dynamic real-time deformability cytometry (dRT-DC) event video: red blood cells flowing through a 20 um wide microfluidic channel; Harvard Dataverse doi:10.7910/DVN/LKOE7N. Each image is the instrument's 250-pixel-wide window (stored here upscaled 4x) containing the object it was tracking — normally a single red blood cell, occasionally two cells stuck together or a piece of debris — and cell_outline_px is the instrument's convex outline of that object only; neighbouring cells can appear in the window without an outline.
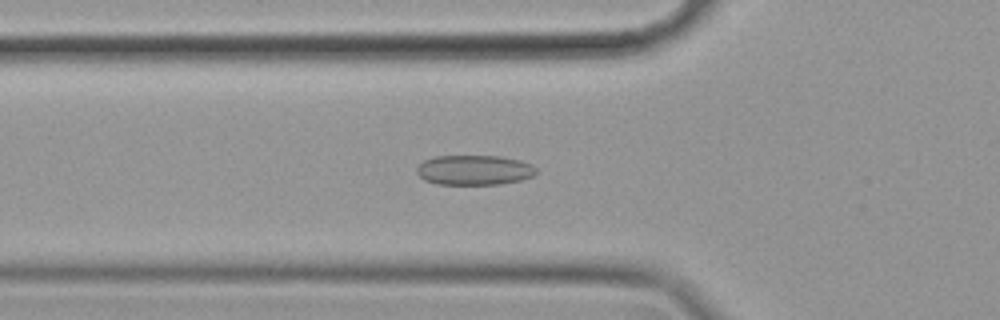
{"species": "common noctule bat (a hibernating species)", "species_latin": "Nyctalus noctula", "temperature_condition": "cold", "stored_images_in_passage": 56, "camera_frame_rate_fps": 3000, "um_per_image_px": 0.085, "animal": {"sex": "female", "body_mass_g": 19.9}, "frame": {"image": 1, "passage_image": 19, "time_ms": 6.0, "image_size_px": [1000, 320], "cell_outline_px": [[536, 172], [532, 176], [520, 180], [500, 184], [436, 184], [424, 180], [416, 172], [416, 168], [424, 160], [436, 156], [500, 156], [520, 160], [532, 164], [536, 168]], "centroid_in_image_um": [40.3, 14.45], "position_along_channel_um": 85.5, "area_um2": 20.81}}
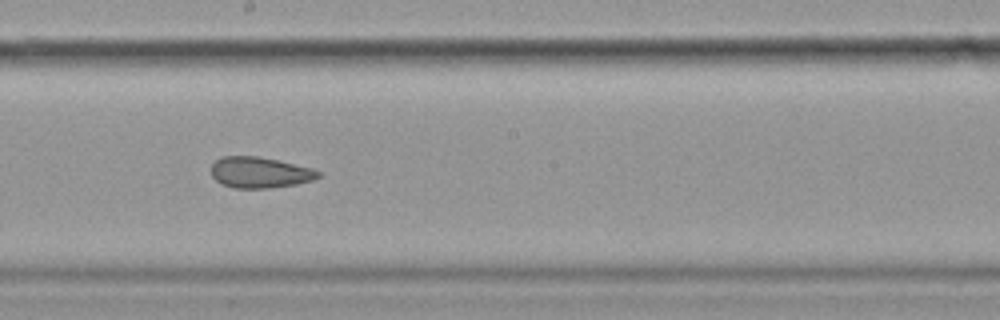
{"frame": {"image": 2, "passage_image": 31, "time_ms": 10.0, "image_size_px": [1000, 320], "cell_outline_px": [[320, 176], [312, 180], [296, 184], [268, 188], [232, 188], [220, 184], [212, 176], [212, 164], [216, 160], [224, 156], [256, 156], [276, 160], [312, 168], [320, 172]], "centroid_in_image_um": [22.06, 14.67], "position_along_channel_um": 226.1, "area_um2": 19.19}}
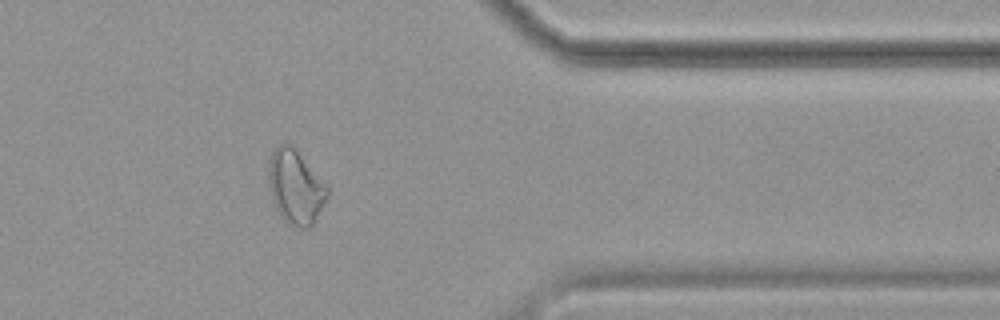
{"frame": {"image": 3, "passage_image": 46, "time_ms": 15.0, "image_size_px": [1000, 320], "cell_outline_px": [[328, 196], [312, 228], [300, 228], [288, 224], [280, 216], [276, 208], [268, 184], [268, 168], [272, 152], [280, 144], [292, 144], [328, 188]], "centroid_in_image_um": [25.11, 15.93], "position_along_channel_um": 386.3, "area_um2": 25.2}, "authors_computed_cell_mechanics": {"area_um2": 22.831, "velocity_mm_per_s": 3.5169, "shape_relaxation_time_tau1_ms": null, "shape_relaxation_time_tau2_ms": 2.5182, "deformation_change_tau1": null, "deformation_change_tau2": 0.0982}}